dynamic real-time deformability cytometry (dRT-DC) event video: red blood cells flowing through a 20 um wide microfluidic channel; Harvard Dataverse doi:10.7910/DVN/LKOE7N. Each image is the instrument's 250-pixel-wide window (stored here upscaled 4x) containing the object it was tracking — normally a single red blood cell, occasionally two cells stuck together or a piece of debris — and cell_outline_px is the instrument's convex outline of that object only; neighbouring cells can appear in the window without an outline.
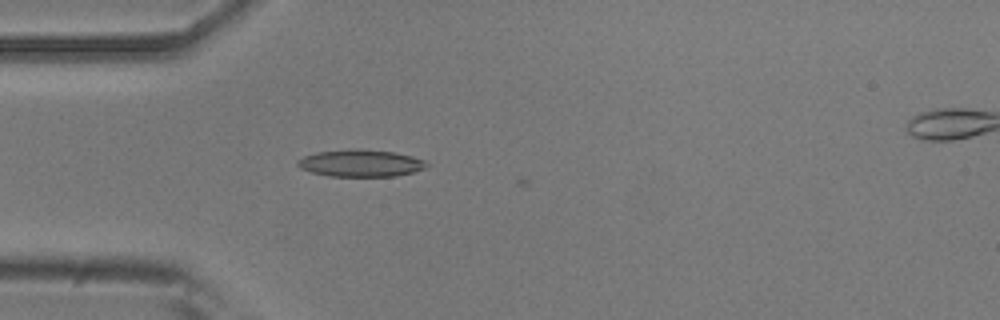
{"species": "common noctule bat (a hibernating species)", "species_latin": "Nyctalus noctula", "temperature_condition": "room temperature", "stored_images_in_passage": 4, "camera_frame_rate_fps": 3000, "um_per_image_px": 0.085, "animal": {"sex": "male", "body_mass_g": 20.5, "forearm_length_mm": 52.5}, "frame": {"image": 1, "passage_image": 2, "time_ms": 0.333, "image_size_px": [1000, 320], "cell_outline_px": [[428, 168], [396, 176], [328, 176], [312, 172], [300, 168], [296, 164], [296, 160], [304, 156], [316, 152], [352, 148], [360, 148], [392, 152], [412, 156], [424, 160], [428, 164]], "centroid_in_image_um": [30.64, 13.86], "position_along_channel_um": 54.4, "area_um2": 20.52}}